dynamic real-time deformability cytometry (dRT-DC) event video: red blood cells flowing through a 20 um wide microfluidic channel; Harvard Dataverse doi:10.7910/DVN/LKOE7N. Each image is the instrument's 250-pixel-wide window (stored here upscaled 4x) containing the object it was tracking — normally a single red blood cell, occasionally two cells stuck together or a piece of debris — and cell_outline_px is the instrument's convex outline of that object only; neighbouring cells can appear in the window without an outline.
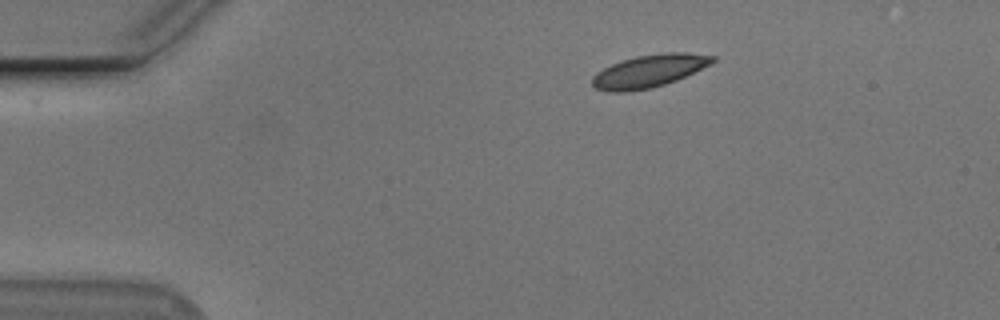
{"species": "Egyptian fruit bat (a non-hibernating species)", "species_latin": "Rousettus aegyptiacus", "temperature_condition": "cold", "stored_images_in_passage": 46, "camera_frame_rate_fps": 3000, "um_per_image_px": 0.085, "animal": {"sex": "male"}, "frame": {"image": 1, "passage_image": 1, "time_ms": 0.0, "image_size_px": [1000, 320], "cell_outline_px": [[716, 60], [712, 64], [676, 80], [652, 88], [628, 92], [608, 92], [596, 88], [592, 84], [592, 76], [596, 72], [620, 60], [636, 56], [664, 52], [688, 52], [716, 56]], "centroid_in_image_um": [55.18, 6.03], "position_along_channel_um": 29.8, "area_um2": 23.12}}
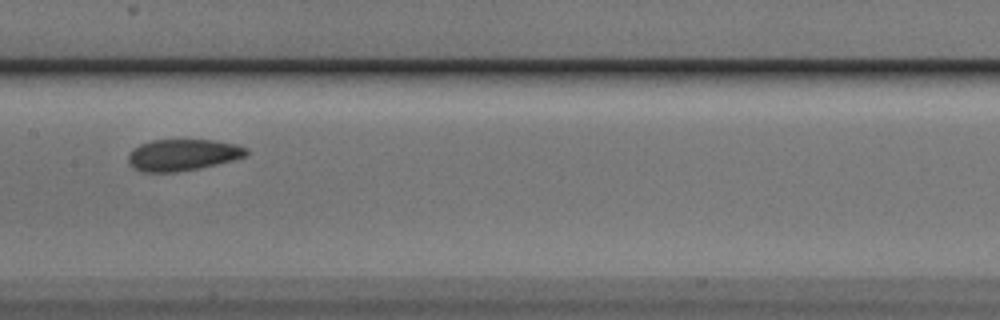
{"frame": {"image": 2, "passage_image": 19, "time_ms": 6.0, "image_size_px": [1000, 320], "cell_outline_px": [[248, 156], [216, 164], [176, 172], [144, 172], [132, 168], [128, 164], [128, 152], [132, 148], [140, 144], [152, 140], [212, 140], [236, 144], [248, 148]], "centroid_in_image_um": [15.49, 13.16], "position_along_channel_um": 191.9, "area_um2": 21.79}}
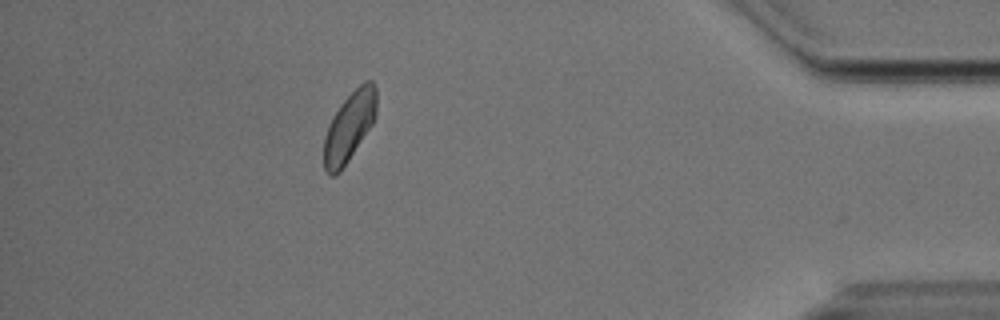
{"frame": {"image": 3, "passage_image": 40, "time_ms": 13.0, "image_size_px": [1000, 320], "cell_outline_px": [[376, 116], [372, 124], [340, 172], [332, 176], [328, 176], [324, 168], [324, 136], [332, 116], [340, 104], [364, 80], [372, 80], [376, 88]], "centroid_in_image_um": [29.68, 10.76], "position_along_channel_um": 405.5, "area_um2": 21.15}, "authors_computed_cell_mechanics": {"area_um2": 21.8195, "velocity_mm_per_s": 3.7299, "shape_relaxation_time_tau1_ms": 5.0365, "shape_relaxation_time_tau2_ms": 1.93, "deformation_change_tau1": 0.1043, "deformation_change_tau2": 0.0662}}